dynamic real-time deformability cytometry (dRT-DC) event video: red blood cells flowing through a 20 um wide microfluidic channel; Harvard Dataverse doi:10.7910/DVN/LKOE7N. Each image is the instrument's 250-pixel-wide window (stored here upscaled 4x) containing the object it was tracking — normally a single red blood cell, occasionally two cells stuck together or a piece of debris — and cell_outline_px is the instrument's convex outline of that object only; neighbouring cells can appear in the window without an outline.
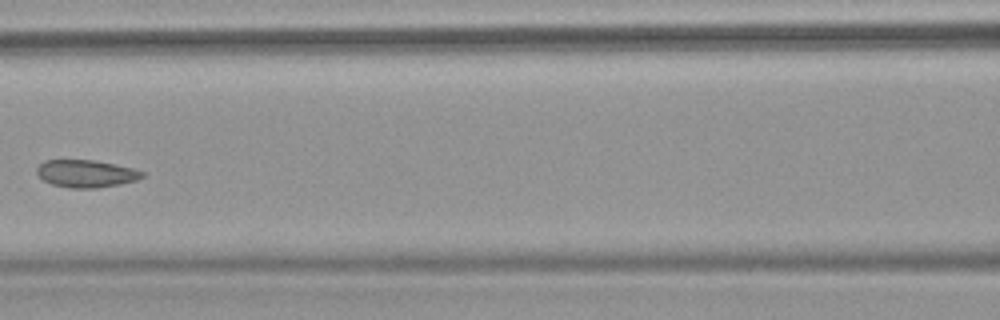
{"species": "common noctule bat (a hibernating species)", "species_latin": "Nyctalus noctula", "temperature_condition": "warm", "stored_images_in_passage": 6, "camera_frame_rate_fps": 3000, "um_per_image_px": 0.085, "animal": {"sex": "female", "body_mass_g": 18.4}, "frame": {"image": 1, "passage_image": 5, "time_ms": 5.333, "image_size_px": [1000, 320], "cell_outline_px": [[144, 176], [136, 180], [120, 184], [96, 188], [68, 188], [52, 184], [44, 180], [36, 172], [36, 168], [44, 160], [92, 160], [132, 168], [144, 172]], "centroid_in_image_um": [7.3, 14.76], "position_along_channel_um": 159.3, "area_um2": 16.7}}
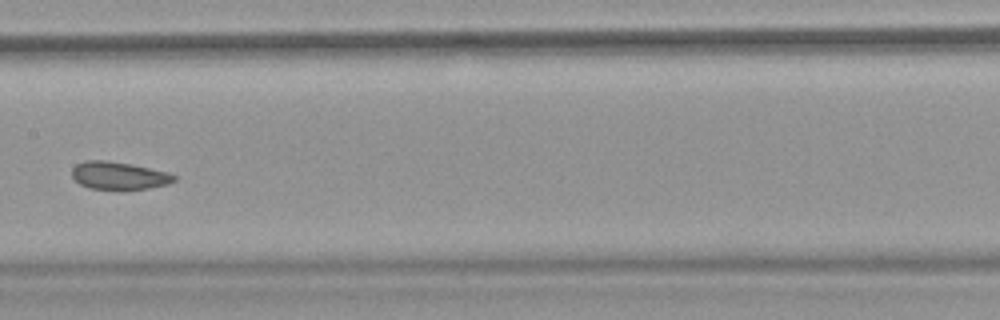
{"frame": {"image": 2, "passage_image": 6, "time_ms": 6.333, "image_size_px": [1000, 320], "cell_outline_px": [[176, 180], [168, 184], [148, 188], [124, 192], [120, 192], [88, 188], [80, 184], [72, 176], [72, 168], [76, 164], [84, 160], [108, 160], [132, 164], [168, 172], [176, 176]], "centroid_in_image_um": [10.1, 14.96], "position_along_channel_um": 197.3, "area_um2": 17.22}}